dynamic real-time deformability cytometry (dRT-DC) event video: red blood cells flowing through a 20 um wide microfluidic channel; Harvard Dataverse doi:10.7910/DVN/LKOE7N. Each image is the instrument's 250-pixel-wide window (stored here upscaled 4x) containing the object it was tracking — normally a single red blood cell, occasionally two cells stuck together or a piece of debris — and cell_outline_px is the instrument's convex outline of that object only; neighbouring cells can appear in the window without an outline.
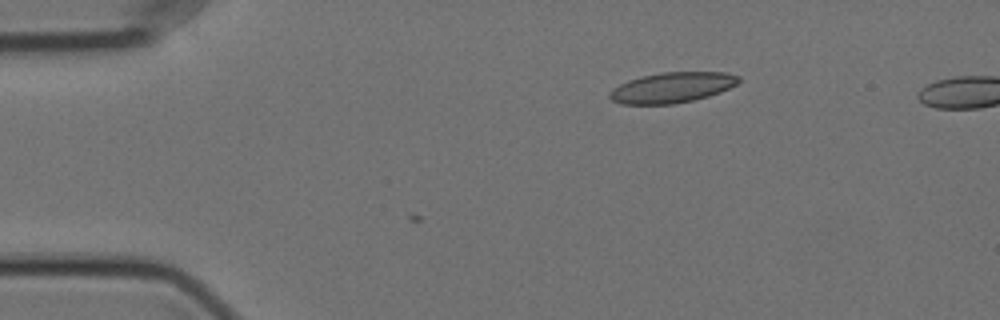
{"species": "Egyptian fruit bat (a non-hibernating species)", "species_latin": "Rousettus aegyptiacus", "temperature_condition": "cold", "stored_images_in_passage": 2, "camera_frame_rate_fps": 3000, "um_per_image_px": 0.085, "animal": {"sex": "female"}, "frame": {"image": 1, "passage_image": 2, "time_ms": 0.333, "image_size_px": [1000, 320], "cell_outline_px": [[740, 80], [736, 84], [720, 92], [708, 96], [692, 100], [672, 104], [620, 104], [612, 100], [608, 96], [608, 92], [612, 88], [628, 80], [640, 76], [664, 72], [724, 72], [740, 76]], "centroid_in_image_um": [57.09, 7.44], "position_along_channel_um": 27.9, "area_um2": 22.89}}